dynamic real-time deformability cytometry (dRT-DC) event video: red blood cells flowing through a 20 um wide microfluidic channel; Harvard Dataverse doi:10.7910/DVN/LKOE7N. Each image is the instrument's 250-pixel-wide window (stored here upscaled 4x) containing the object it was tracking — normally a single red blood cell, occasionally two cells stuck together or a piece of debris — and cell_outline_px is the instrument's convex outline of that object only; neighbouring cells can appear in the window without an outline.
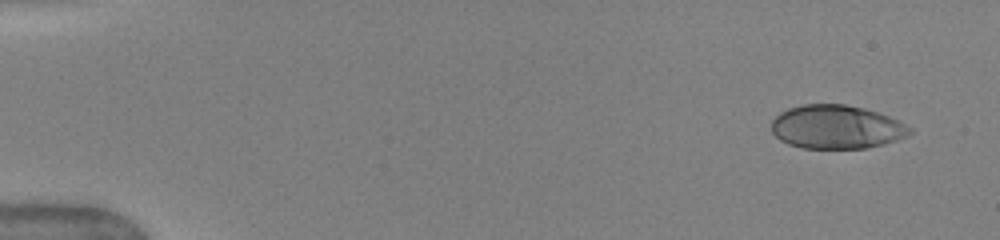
{"species": "human", "species_latin": "Homo sapiens", "temperature_condition": "warm", "stored_images_in_passage": 6, "camera_frame_rate_fps": 3000, "um_per_image_px": 0.085, "donor": {"sex": "female"}, "frame": {"image": 1, "passage_image": 1, "time_ms": 0.0, "image_size_px": [1000, 240], "cell_outline_px": [[912, 132], [908, 136], [884, 144], [864, 148], [800, 148], [788, 144], [780, 140], [772, 132], [772, 120], [780, 112], [788, 108], [804, 104], [844, 104], [864, 108], [900, 120], [912, 128]], "centroid_in_image_um": [71.11, 10.79], "position_along_channel_um": 13.9, "area_um2": 35.32}}
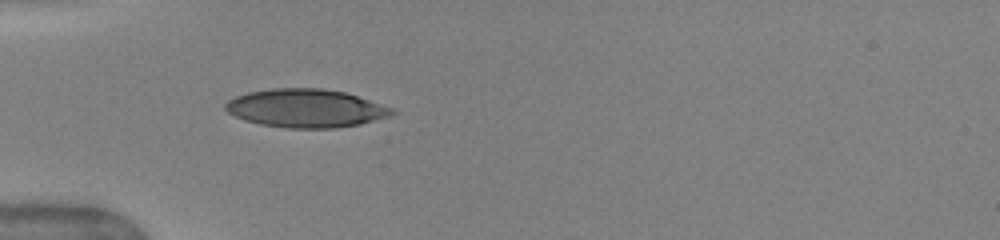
{"frame": {"image": 2, "passage_image": 5, "time_ms": 4.333, "image_size_px": [1000, 240], "cell_outline_px": [[396, 112], [392, 116], [360, 124], [336, 128], [284, 128], [260, 124], [244, 120], [228, 112], [224, 108], [224, 104], [228, 100], [236, 96], [248, 92], [272, 88], [320, 88], [344, 92], [396, 108]], "centroid_in_image_um": [26.02, 9.21], "position_along_channel_um": 59.0, "area_um2": 37.45}}